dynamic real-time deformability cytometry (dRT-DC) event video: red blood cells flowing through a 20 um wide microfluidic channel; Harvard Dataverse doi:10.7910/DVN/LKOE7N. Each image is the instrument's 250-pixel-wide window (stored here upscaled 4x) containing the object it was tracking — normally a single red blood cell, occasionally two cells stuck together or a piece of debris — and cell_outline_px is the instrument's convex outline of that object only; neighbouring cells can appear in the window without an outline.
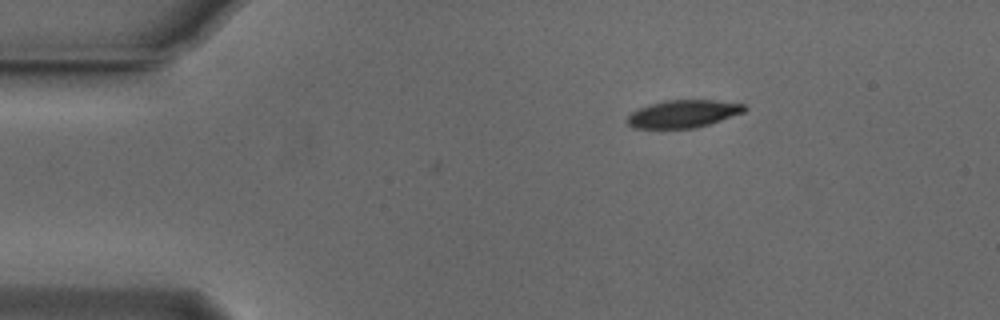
{"species": "Egyptian fruit bat (a non-hibernating species)", "species_latin": "Rousettus aegyptiacus", "temperature_condition": "cold", "stored_images_in_passage": 3, "camera_frame_rate_fps": 3000, "um_per_image_px": 0.085, "animal": {"sex": "male"}, "frame": {"image": 1, "passage_image": 1, "time_ms": 0.0, "image_size_px": [1000, 320], "cell_outline_px": [[748, 108], [744, 112], [696, 128], [632, 128], [624, 120], [632, 112], [640, 108], [664, 100], [712, 100], [744, 104]], "centroid_in_image_um": [58.05, 9.68], "position_along_channel_um": 26.9, "area_um2": 18.73}}